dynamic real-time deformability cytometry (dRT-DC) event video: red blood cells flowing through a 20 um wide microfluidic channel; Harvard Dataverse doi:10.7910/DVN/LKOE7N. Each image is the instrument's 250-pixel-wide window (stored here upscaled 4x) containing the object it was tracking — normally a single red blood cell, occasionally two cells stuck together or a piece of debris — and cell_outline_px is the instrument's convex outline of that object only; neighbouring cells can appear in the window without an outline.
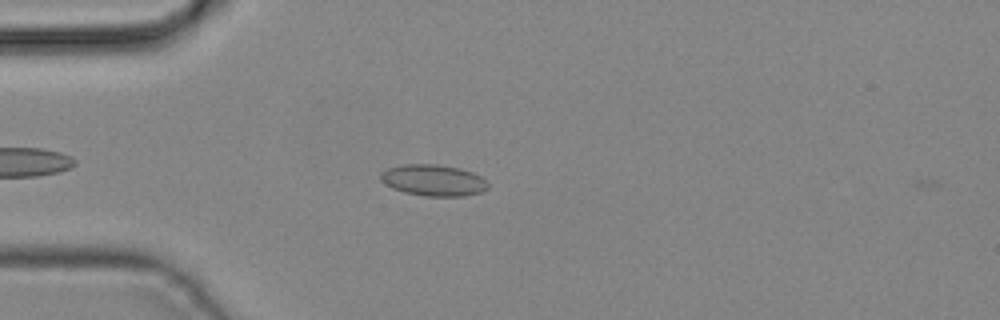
{"species": "common noctule bat (a hibernating species)", "species_latin": "Nyctalus noctula", "temperature_condition": "cold", "stored_images_in_passage": 3, "camera_frame_rate_fps": 3000, "um_per_image_px": 0.085, "animal": {"sex": "male", "body_mass_g": 19.2, "forearm_length_mm": 51.8}, "frame": {"image": 1, "passage_image": 1, "time_ms": 0.0, "image_size_px": [1000, 320], "cell_outline_px": [[488, 188], [480, 192], [464, 196], [424, 196], [404, 192], [392, 188], [384, 184], [380, 180], [380, 172], [388, 168], [404, 164], [436, 164], [460, 168], [472, 172], [480, 176], [488, 184]], "centroid_in_image_um": [36.8, 15.32], "position_along_channel_um": 48.2, "area_um2": 19.65}}